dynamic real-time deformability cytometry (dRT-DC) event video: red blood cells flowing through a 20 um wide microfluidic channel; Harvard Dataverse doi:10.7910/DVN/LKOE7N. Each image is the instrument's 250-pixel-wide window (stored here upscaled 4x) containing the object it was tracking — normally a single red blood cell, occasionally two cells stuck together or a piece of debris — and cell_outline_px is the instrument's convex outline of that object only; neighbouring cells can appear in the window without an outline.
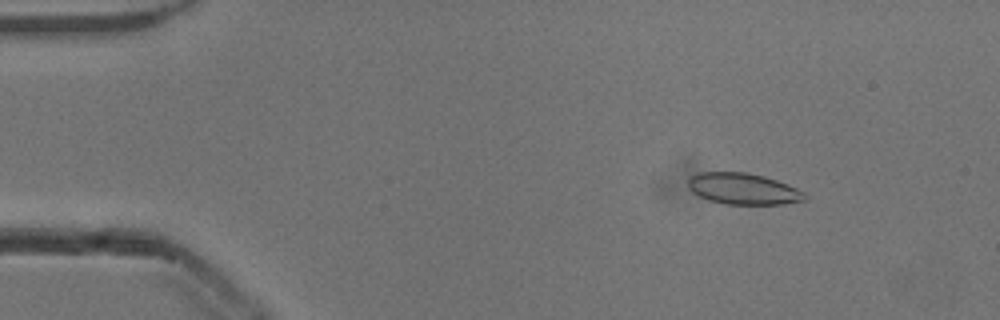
{"species": "common noctule bat (a hibernating species)", "species_latin": "Nyctalus noctula", "temperature_condition": "cold", "stored_images_in_passage": 48, "camera_frame_rate_fps": 3000, "um_per_image_px": 0.085, "animal": {"sex": "male", "body_mass_g": 13.3}, "frame": {"image": 1, "passage_image": 2, "time_ms": 0.333, "image_size_px": [1000, 320], "cell_outline_px": [[804, 200], [784, 204], [724, 204], [708, 200], [692, 192], [688, 188], [688, 180], [692, 176], [700, 172], [748, 172], [764, 176], [788, 184], [804, 192]], "centroid_in_image_um": [63.14, 16.04], "position_along_channel_um": 21.9, "area_um2": 21.21}}
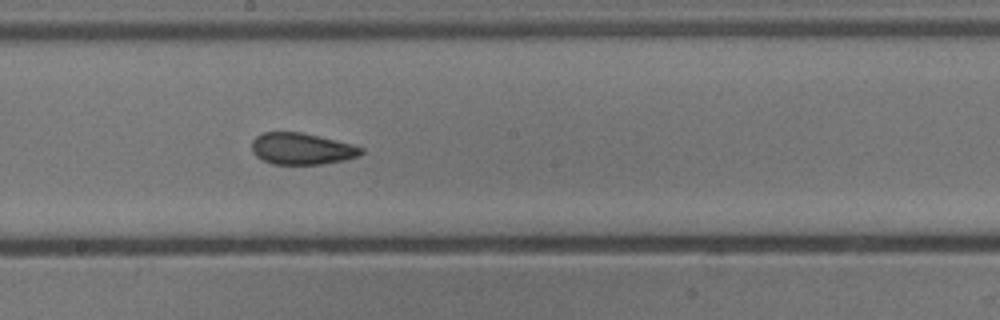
{"frame": {"image": 2, "passage_image": 24, "time_ms": 7.667, "image_size_px": [1000, 320], "cell_outline_px": [[364, 152], [360, 156], [344, 160], [320, 164], [272, 164], [256, 156], [252, 152], [252, 140], [256, 136], [264, 132], [300, 132], [352, 144], [364, 148]], "centroid_in_image_um": [25.65, 12.64], "position_along_channel_um": 222.6, "area_um2": 20.06}}
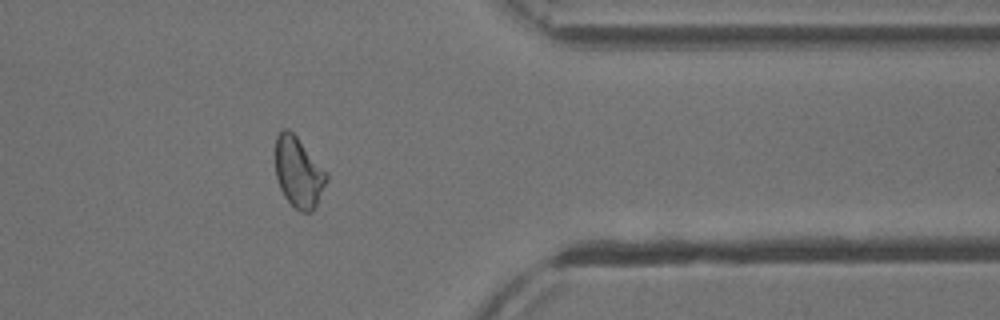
{"frame": {"image": 3, "passage_image": 38, "time_ms": 12.333, "image_size_px": [1000, 320], "cell_outline_px": [[328, 180], [312, 212], [300, 212], [284, 196], [280, 188], [276, 176], [276, 136], [284, 128], [288, 128], [296, 136], [328, 176]], "centroid_in_image_um": [25.35, 14.66], "position_along_channel_um": 386.0, "area_um2": 20.4}, "authors_computed_cell_mechanics": {"area_um2": 21.0103, "velocity_mm_per_s": 3.853, "shape_relaxation_time_tau1_ms": 11.0133, "shape_relaxation_time_tau2_ms": 2.0338, "deformation_change_tau1": 0.1887, "deformation_change_tau2": 0.0702}}